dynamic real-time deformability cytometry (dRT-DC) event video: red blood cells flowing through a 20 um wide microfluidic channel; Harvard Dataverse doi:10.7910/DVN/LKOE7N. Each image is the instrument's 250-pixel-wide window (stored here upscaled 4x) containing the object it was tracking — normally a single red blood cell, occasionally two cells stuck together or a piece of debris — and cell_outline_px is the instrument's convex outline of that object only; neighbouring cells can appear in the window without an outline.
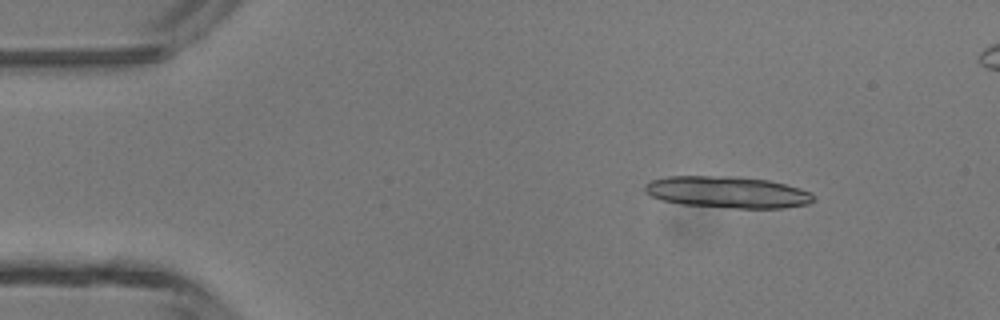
{"species": "common noctule bat (a hibernating species)", "species_latin": "Nyctalus noctula", "temperature_condition": "room temperature", "stored_images_in_passage": 16, "camera_frame_rate_fps": 3000, "um_per_image_px": 0.085, "animal": {"sex": "male", "body_mass_g": 13.3}, "frame": {"image": 1, "passage_image": 3, "time_ms": 0.667, "image_size_px": [1000, 320], "cell_outline_px": [[816, 200], [808, 204], [784, 208], [736, 208], [680, 204], [660, 200], [644, 192], [644, 184], [652, 180], [668, 176], [728, 176], [768, 180], [800, 188], [812, 192], [816, 196]], "centroid_in_image_um": [61.85, 16.34], "position_along_channel_um": 23.2, "area_um2": 31.27}}